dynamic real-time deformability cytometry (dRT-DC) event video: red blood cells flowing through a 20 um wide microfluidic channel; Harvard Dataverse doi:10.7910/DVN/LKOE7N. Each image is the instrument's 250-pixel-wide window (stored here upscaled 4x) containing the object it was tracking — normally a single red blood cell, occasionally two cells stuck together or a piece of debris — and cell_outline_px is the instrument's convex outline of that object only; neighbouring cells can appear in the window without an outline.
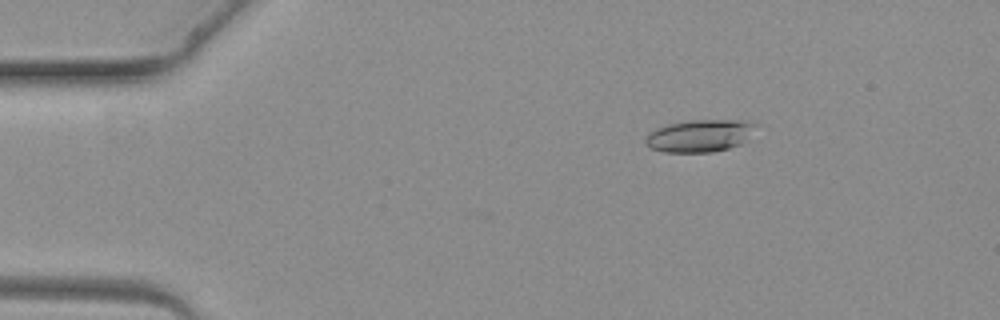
{"species": "common noctule bat (a hibernating species)", "species_latin": "Nyctalus noctula", "temperature_condition": "warm", "stored_images_in_passage": 5, "camera_frame_rate_fps": 3000, "um_per_image_px": 0.085, "animal": {"sex": "female", "body_mass_g": 19.3, "forearm_length_mm": 54.1}, "frame": {"image": 1, "passage_image": 5, "time_ms": 5.667, "image_size_px": [1000, 320], "cell_outline_px": [[756, 124], [744, 140], [740, 144], [728, 148], [712, 152], [664, 152], [652, 148], [644, 144], [644, 140], [656, 128], [668, 124], [692, 120], [736, 120]], "centroid_in_image_um": [59.41, 11.55], "position_along_channel_um": 25.6, "area_um2": 20.23}}